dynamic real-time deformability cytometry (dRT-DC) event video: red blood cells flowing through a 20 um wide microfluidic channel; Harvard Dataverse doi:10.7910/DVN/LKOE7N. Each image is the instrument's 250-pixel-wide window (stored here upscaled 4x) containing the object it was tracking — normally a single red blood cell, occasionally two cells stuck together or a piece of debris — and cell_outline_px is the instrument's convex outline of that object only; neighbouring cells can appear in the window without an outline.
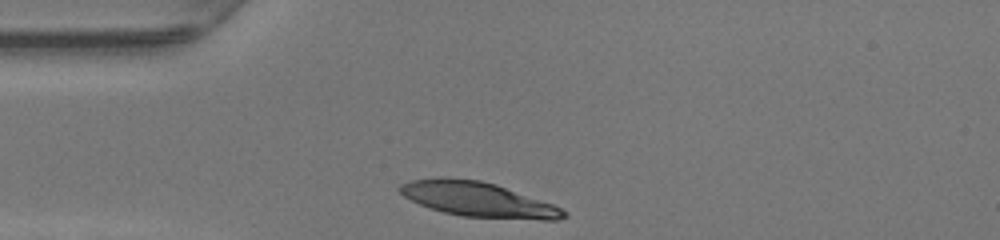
{"species": "human", "species_latin": "Homo sapiens", "temperature_condition": "warm", "stored_images_in_passage": 26, "camera_frame_rate_fps": 3000, "um_per_image_px": 0.085, "donor": {"sex": "female"}, "frame": {"image": 1, "passage_image": 1, "time_ms": 0.0, "image_size_px": [1000, 240], "cell_outline_px": [[568, 216], [556, 220], [544, 220], [464, 216], [444, 212], [428, 208], [404, 196], [396, 188], [400, 184], [412, 180], [440, 176], [444, 176], [480, 180], [496, 184], [552, 204], [568, 212]], "centroid_in_image_um": [40.6, 16.94], "position_along_channel_um": 44.4, "area_um2": 33.18}}
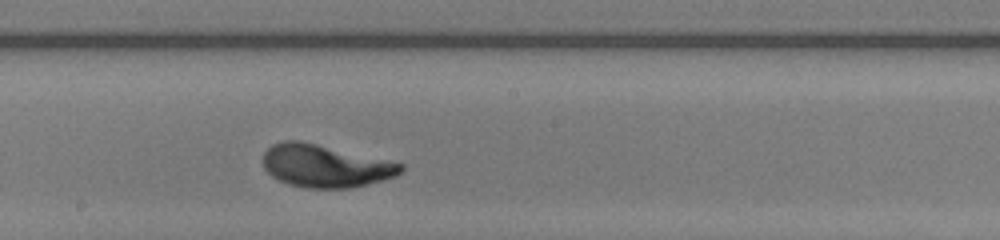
{"frame": {"image": 2, "passage_image": 15, "time_ms": 4.667, "image_size_px": [1000, 240], "cell_outline_px": [[404, 168], [396, 176], [368, 184], [352, 188], [304, 188], [288, 184], [272, 176], [264, 168], [264, 152], [272, 144], [284, 140], [300, 140], [404, 164]], "centroid_in_image_um": [27.63, 14.11], "position_along_channel_um": 220.6, "area_um2": 34.04}}
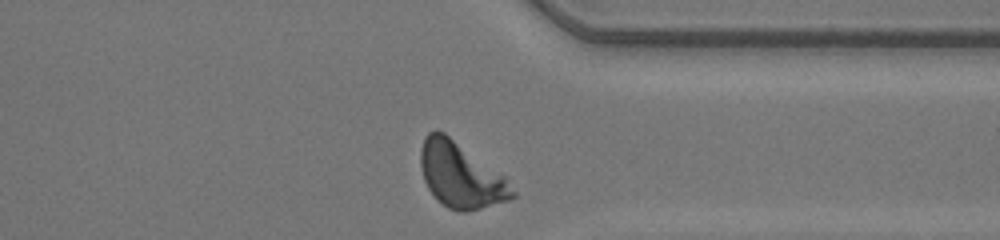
{"frame": {"image": 3, "passage_image": 26, "time_ms": 8.333, "image_size_px": [1000, 240], "cell_outline_px": [[516, 196], [508, 200], [480, 208], [464, 212], [448, 208], [436, 200], [428, 188], [424, 180], [420, 168], [420, 148], [424, 136], [428, 132], [436, 128], [444, 132], [504, 176], [516, 192]], "centroid_in_image_um": [39.11, 14.87], "position_along_channel_um": 372.3, "area_um2": 34.8}, "authors_computed_cell_mechanics": {"area_um2": 33.813, "velocity_mm_per_s": 4.2128, "shape_relaxation_time_tau1_ms": 2.7208, "shape_relaxation_time_tau2_ms": null, "deformation_change_tau1": 0.2023, "deformation_change_tau2": null}}